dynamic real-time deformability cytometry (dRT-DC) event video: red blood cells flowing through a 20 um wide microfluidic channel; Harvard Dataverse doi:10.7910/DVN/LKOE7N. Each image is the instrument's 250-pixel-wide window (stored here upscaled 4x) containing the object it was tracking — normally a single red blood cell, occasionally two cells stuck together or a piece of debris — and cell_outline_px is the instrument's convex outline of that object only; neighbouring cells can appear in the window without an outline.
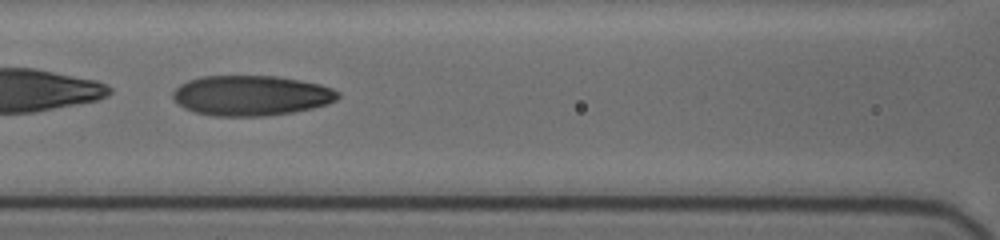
{"species": "human", "species_latin": "Homo sapiens", "temperature_condition": "cold", "stored_images_in_passage": 20, "camera_frame_rate_fps": 3000, "um_per_image_px": 0.085, "donor": {"sex": "female"}, "frame": {"image": 1, "passage_image": 15, "time_ms": 5.0, "image_size_px": [1000, 240], "cell_outline_px": [[340, 96], [336, 100], [328, 104], [312, 108], [292, 112], [264, 116], [212, 116], [192, 112], [184, 108], [172, 96], [172, 92], [180, 84], [188, 80], [200, 76], [276, 76], [300, 80], [320, 84], [332, 88], [340, 92]], "centroid_in_image_um": [21.35, 8.12], "position_along_channel_um": 145.3, "area_um2": 38.84}}
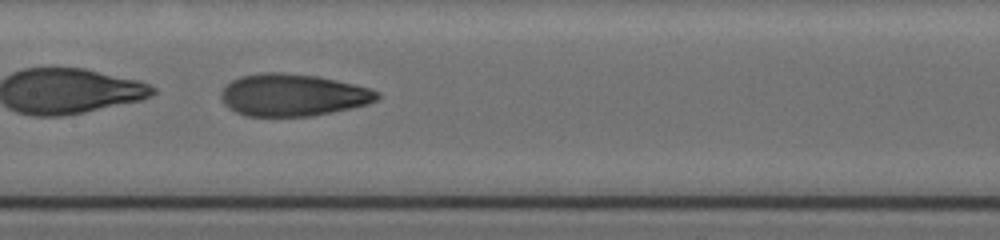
{"frame": {"image": 2, "passage_image": 18, "time_ms": 6.0, "image_size_px": [1000, 240], "cell_outline_px": [[380, 96], [376, 100], [368, 104], [332, 112], [312, 116], [244, 116], [228, 108], [224, 104], [220, 96], [220, 92], [232, 80], [240, 76], [264, 72], [280, 72], [316, 76], [352, 84], [368, 88], [380, 92]], "centroid_in_image_um": [24.86, 8.08], "position_along_channel_um": 182.5, "area_um2": 38.26}}